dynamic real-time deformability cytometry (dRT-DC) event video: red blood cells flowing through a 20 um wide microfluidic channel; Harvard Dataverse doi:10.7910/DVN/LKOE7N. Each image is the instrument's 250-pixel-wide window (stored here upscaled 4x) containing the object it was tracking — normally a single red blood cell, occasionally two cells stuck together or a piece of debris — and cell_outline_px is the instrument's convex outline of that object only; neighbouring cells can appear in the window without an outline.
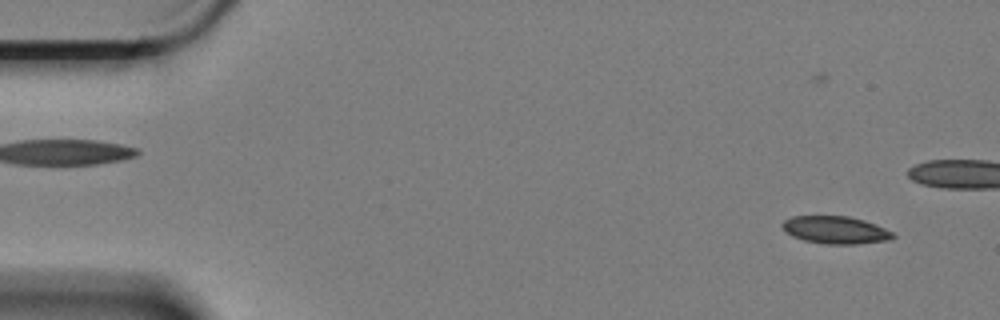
{"species": "Egyptian fruit bat (a non-hibernating species)", "species_latin": "Rousettus aegyptiacus", "temperature_condition": "cold", "stored_images_in_passage": 57, "camera_frame_rate_fps": 3000, "um_per_image_px": 0.085, "animal": {"sex": "female"}, "frame": {"image": 1, "passage_image": 1, "time_ms": 0.0, "image_size_px": [1000, 320], "cell_outline_px": [[896, 236], [888, 240], [856, 244], [828, 244], [804, 240], [792, 236], [780, 224], [784, 220], [792, 216], [848, 216], [864, 220], [876, 224], [892, 232]], "centroid_in_image_um": [71.02, 19.54], "position_along_channel_um": 14.0, "area_um2": 17.63}}
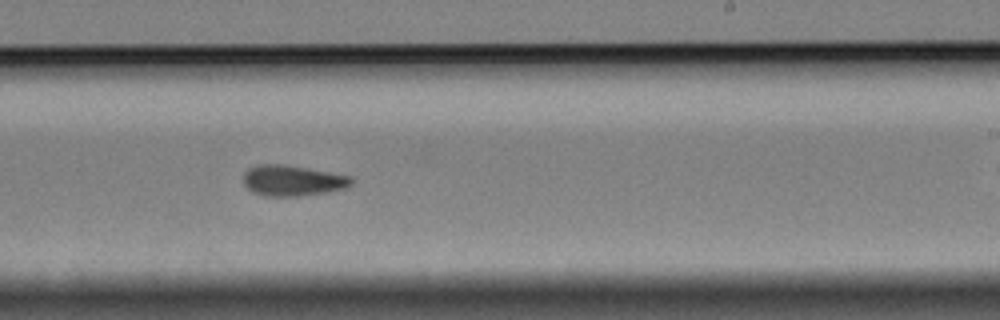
{"frame": {"image": 2, "passage_image": 33, "time_ms": 10.667, "image_size_px": [1000, 320], "cell_outline_px": [[352, 184], [344, 188], [324, 192], [296, 196], [268, 196], [252, 192], [244, 184], [244, 172], [248, 168], [260, 164], [280, 164], [352, 176]], "centroid_in_image_um": [24.83, 15.34], "position_along_channel_um": 264.2, "area_um2": 18.96}}
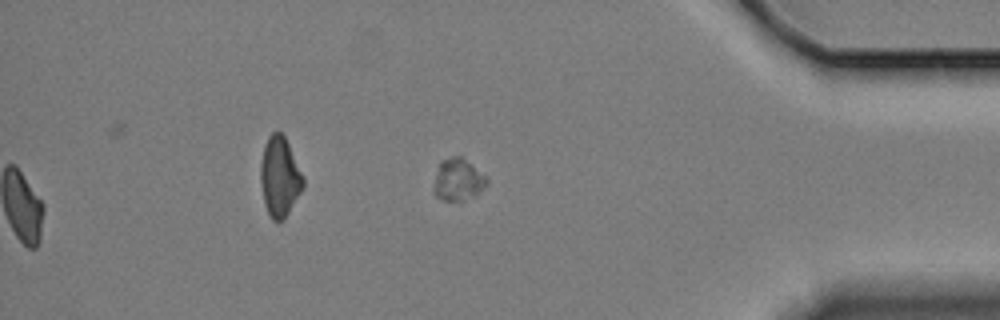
{"frame": {"image": 3, "passage_image": 57, "time_ms": 18.667, "image_size_px": [1000, 320], "cell_outline_px": [[488, 184], [476, 192], [460, 200], [444, 200], [436, 196], [432, 192], [432, 188], [440, 160], [452, 156], [460, 156], [484, 176], [488, 180]], "centroid_in_image_um": [38.85, 15.25], "position_along_channel_um": 396.4, "area_um2": 12.43}}